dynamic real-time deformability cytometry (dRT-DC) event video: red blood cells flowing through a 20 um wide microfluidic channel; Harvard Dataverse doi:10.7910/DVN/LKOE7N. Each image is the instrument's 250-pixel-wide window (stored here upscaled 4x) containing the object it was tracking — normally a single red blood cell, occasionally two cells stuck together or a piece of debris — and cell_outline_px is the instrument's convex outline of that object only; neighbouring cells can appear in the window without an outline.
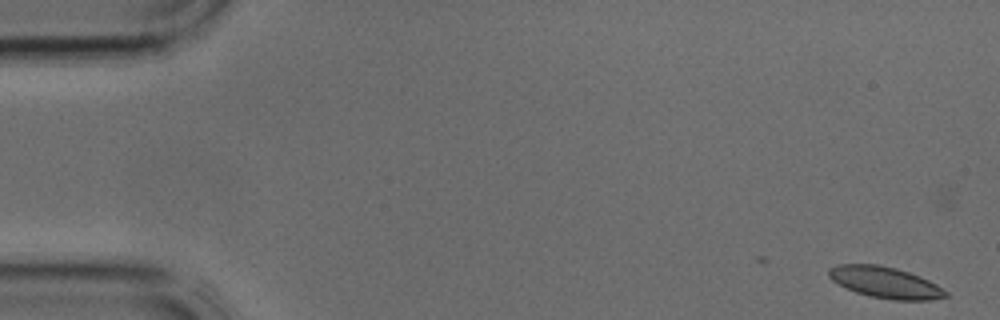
{"species": "common noctule bat (a hibernating species)", "species_latin": "Nyctalus noctula", "temperature_condition": "cold", "stored_images_in_passage": 35, "camera_frame_rate_fps": 3000, "um_per_image_px": 0.085, "animal": {"sex": "male", "body_mass_g": 17.9, "forearm_length_mm": 54.2}, "frame": {"image": 1, "passage_image": 2, "time_ms": 0.333, "image_size_px": [1000, 320], "cell_outline_px": [[948, 296], [932, 300], [892, 300], [868, 296], [856, 292], [832, 280], [828, 276], [828, 268], [836, 264], [876, 264], [896, 268], [920, 276], [936, 284], [948, 292]], "centroid_in_image_um": [75.24, 24.0], "position_along_channel_um": 9.8, "area_um2": 21.33}}
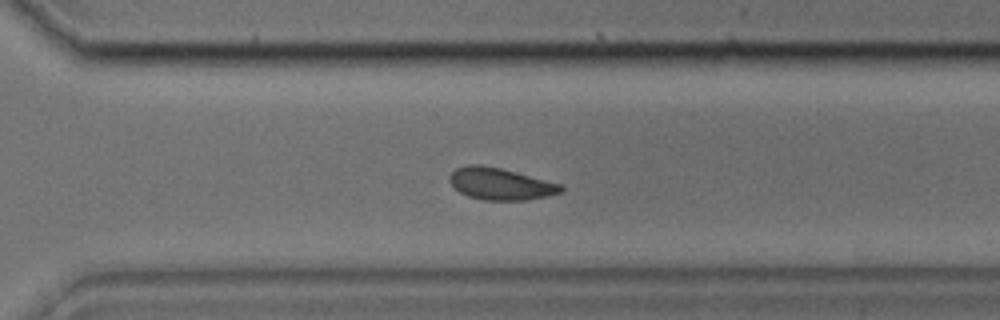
{"frame": {"image": 2, "passage_image": 29, "time_ms": 9.333, "image_size_px": [1000, 320], "cell_outline_px": [[564, 188], [560, 192], [528, 200], [484, 200], [468, 196], [460, 192], [448, 180], [448, 176], [456, 168], [468, 164], [480, 164], [500, 168], [560, 184]], "centroid_in_image_um": [42.48, 15.62], "position_along_channel_um": 328.1, "area_um2": 20.4}}
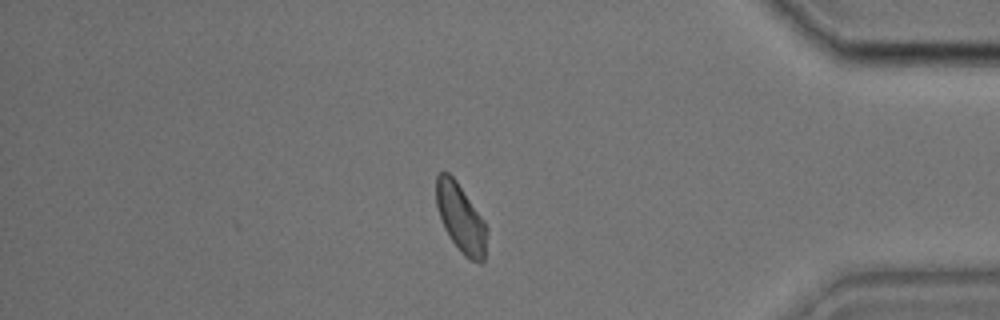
{"frame": {"image": 3, "passage_image": 35, "time_ms": 11.333, "image_size_px": [1000, 320], "cell_outline_px": [[488, 232], [484, 260], [480, 264], [468, 260], [460, 252], [448, 236], [444, 228], [436, 204], [436, 176], [440, 172], [448, 172], [456, 180], [488, 228]], "centroid_in_image_um": [39.17, 18.6], "position_along_channel_um": 396.0, "area_um2": 20.23}}